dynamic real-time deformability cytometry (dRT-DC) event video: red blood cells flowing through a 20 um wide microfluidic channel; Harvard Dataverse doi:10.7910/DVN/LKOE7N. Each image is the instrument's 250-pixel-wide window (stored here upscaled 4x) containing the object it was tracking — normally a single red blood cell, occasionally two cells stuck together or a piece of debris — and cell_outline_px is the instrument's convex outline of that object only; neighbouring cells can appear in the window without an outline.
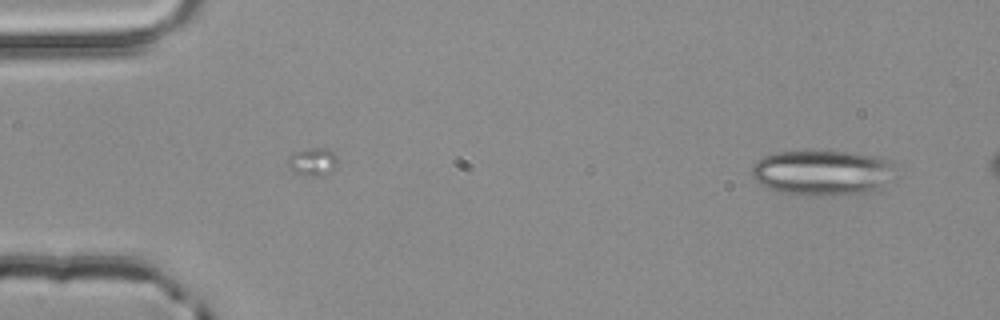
{"species": "common noctule bat (a hibernating species)", "species_latin": "Nyctalus noctula", "temperature_condition": "room temperature", "stored_images_in_passage": 3, "camera_frame_rate_fps": 3000, "um_per_image_px": 0.085, "animal": {"sex": "male", "body_mass_g": 20.4}, "frame": {"image": 1, "passage_image": 3, "time_ms": 0.667, "image_size_px": [1000, 320], "cell_outline_px": [[892, 180], [876, 192], [820, 196], [804, 196], [780, 192], [760, 184], [752, 176], [752, 168], [756, 160], [764, 156], [776, 152], [804, 148], [848, 152], [876, 156], [888, 160]], "centroid_in_image_um": [69.85, 14.66], "position_along_channel_um": 15.2, "area_um2": 38.84}}